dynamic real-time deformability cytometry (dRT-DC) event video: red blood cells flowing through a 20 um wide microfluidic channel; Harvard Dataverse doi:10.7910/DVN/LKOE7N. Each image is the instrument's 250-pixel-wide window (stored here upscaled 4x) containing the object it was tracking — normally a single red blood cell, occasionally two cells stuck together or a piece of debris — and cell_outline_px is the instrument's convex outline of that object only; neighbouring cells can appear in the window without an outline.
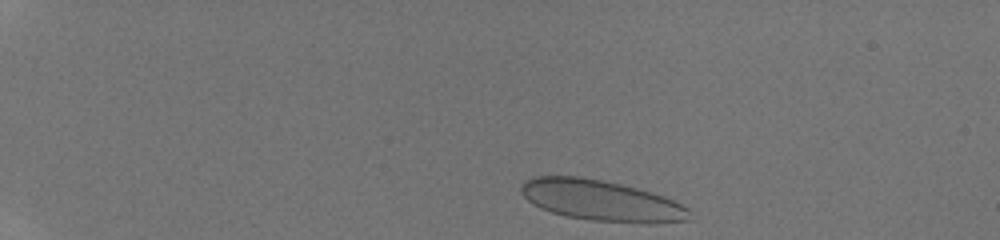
{"species": "human", "species_latin": "Homo sapiens", "temperature_condition": "room temperature", "stored_images_in_passage": 37, "camera_frame_rate_fps": 3000, "um_per_image_px": 0.085, "donor": {"sex": "male"}, "frame": {"image": 1, "passage_image": 1, "time_ms": 0.0, "image_size_px": [1000, 240], "cell_outline_px": [[692, 220], [652, 224], [648, 224], [592, 220], [568, 216], [552, 212], [540, 208], [532, 204], [520, 192], [520, 184], [524, 180], [536, 176], [580, 176], [620, 184], [652, 192], [664, 196], [688, 208]], "centroid_in_image_um": [51.11, 17.05], "position_along_channel_um": 33.9, "area_um2": 40.11}}
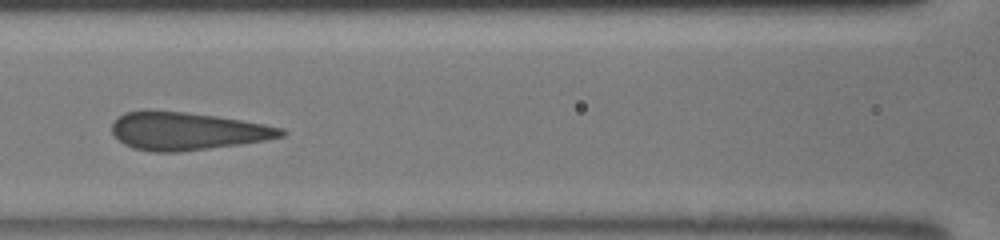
{"frame": {"image": 2, "passage_image": 15, "time_ms": 4.667, "image_size_px": [1000, 240], "cell_outline_px": [[288, 132], [284, 136], [264, 140], [240, 144], [180, 152], [152, 152], [132, 148], [124, 144], [112, 132], [112, 120], [116, 116], [124, 112], [144, 108], [184, 112], [216, 116], [264, 124], [284, 128]], "centroid_in_image_um": [15.84, 11.12], "position_along_channel_um": 150.8, "area_um2": 37.8}}
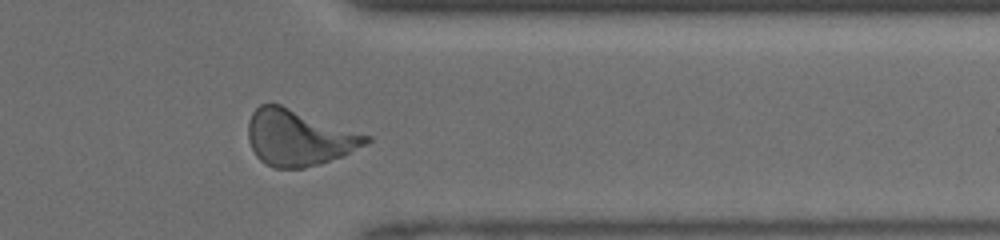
{"frame": {"image": 3, "passage_image": 30, "time_ms": 9.667, "image_size_px": [1000, 240], "cell_outline_px": [[372, 140], [344, 156], [320, 164], [304, 168], [276, 168], [264, 164], [256, 156], [248, 140], [248, 120], [252, 112], [260, 104], [280, 104], [372, 136]], "centroid_in_image_um": [25.39, 11.71], "position_along_channel_um": 386.0, "area_um2": 38.67}}